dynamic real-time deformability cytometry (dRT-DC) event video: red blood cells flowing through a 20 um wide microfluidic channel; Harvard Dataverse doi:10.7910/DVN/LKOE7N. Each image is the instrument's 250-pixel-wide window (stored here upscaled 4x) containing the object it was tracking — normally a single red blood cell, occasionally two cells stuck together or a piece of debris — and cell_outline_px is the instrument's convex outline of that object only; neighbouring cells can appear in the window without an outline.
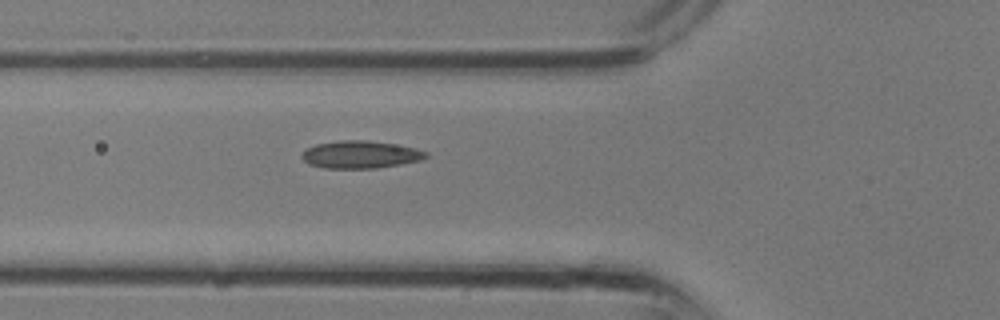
{"species": "common noctule bat (a hibernating species)", "species_latin": "Nyctalus noctula", "temperature_condition": "room temperature", "stored_images_in_passage": 6, "camera_frame_rate_fps": 3000, "um_per_image_px": 0.085, "animal": {"sex": "male", "body_mass_g": 13.3}, "frame": {"image": 1, "passage_image": 4, "time_ms": 1.0, "image_size_px": [1000, 320], "cell_outline_px": [[428, 156], [420, 160], [400, 164], [376, 168], [324, 168], [308, 164], [300, 156], [308, 148], [316, 144], [340, 140], [368, 140], [416, 148], [428, 152]], "centroid_in_image_um": [30.63, 13.14], "position_along_channel_um": 95.2, "area_um2": 19.77}}
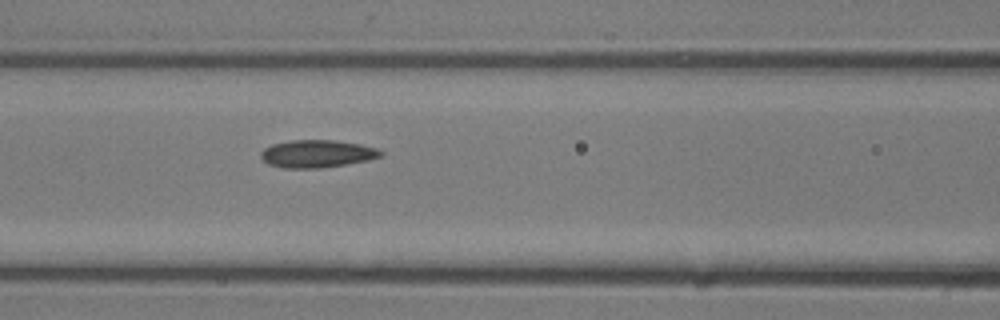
{"frame": {"image": 2, "passage_image": 6, "time_ms": 1.667, "image_size_px": [1000, 320], "cell_outline_px": [[384, 156], [368, 160], [320, 168], [284, 168], [268, 164], [260, 156], [260, 152], [264, 148], [272, 144], [292, 140], [336, 140], [360, 144], [376, 148], [384, 152]], "centroid_in_image_um": [26.96, 13.06], "position_along_channel_um": 139.6, "area_um2": 19.31}}